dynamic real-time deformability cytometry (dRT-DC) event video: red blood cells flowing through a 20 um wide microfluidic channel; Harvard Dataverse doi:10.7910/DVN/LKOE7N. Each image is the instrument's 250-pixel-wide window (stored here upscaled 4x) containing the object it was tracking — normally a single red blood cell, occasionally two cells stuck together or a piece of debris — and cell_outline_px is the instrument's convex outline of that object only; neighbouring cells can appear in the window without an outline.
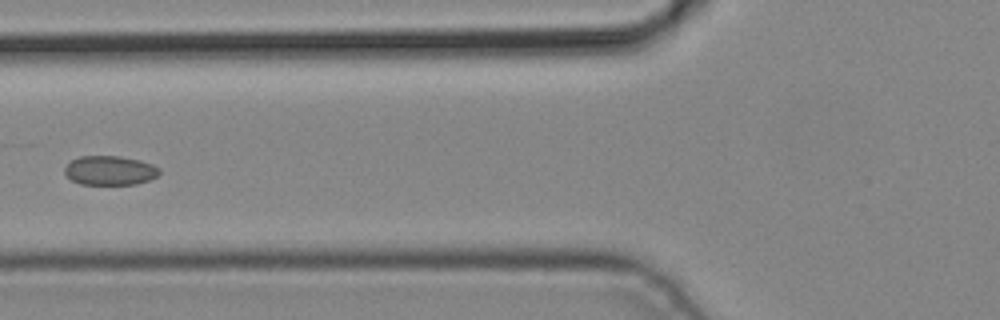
{"species": "common noctule bat (a hibernating species)", "species_latin": "Nyctalus noctula", "temperature_condition": "cold", "stored_images_in_passage": 5, "camera_frame_rate_fps": 3000, "um_per_image_px": 0.085, "animal": {"sex": "male", "body_mass_g": 19.2, "forearm_length_mm": 51.8}, "frame": {"image": 1, "passage_image": 4, "time_ms": 1.0, "image_size_px": [1000, 320], "cell_outline_px": [[160, 172], [156, 176], [148, 180], [136, 184], [80, 184], [72, 180], [64, 172], [64, 168], [72, 160], [80, 156], [120, 156], [140, 160], [152, 164], [160, 168]], "centroid_in_image_um": [9.35, 14.48], "position_along_channel_um": 116.5, "area_um2": 16.07}}
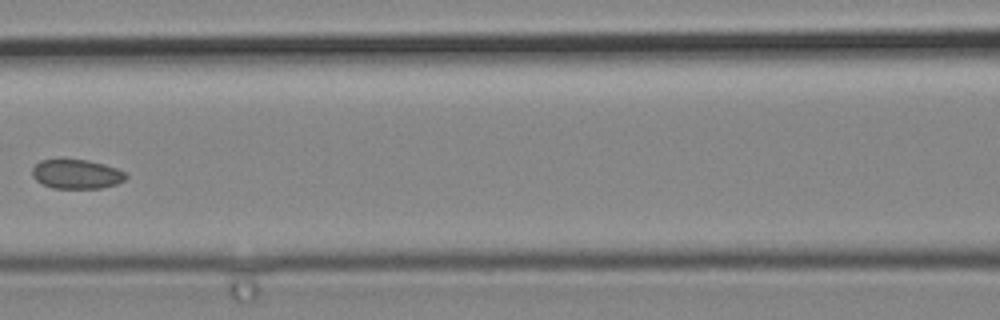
{"frame": {"image": 2, "passage_image": 5, "time_ms": 1.333, "image_size_px": [1000, 320], "cell_outline_px": [[128, 176], [124, 180], [116, 184], [100, 188], [52, 188], [36, 180], [32, 176], [32, 168], [40, 160], [88, 160], [104, 164], [116, 168], [124, 172]], "centroid_in_image_um": [6.51, 14.8], "position_along_channel_um": 160.1, "area_um2": 15.84}}